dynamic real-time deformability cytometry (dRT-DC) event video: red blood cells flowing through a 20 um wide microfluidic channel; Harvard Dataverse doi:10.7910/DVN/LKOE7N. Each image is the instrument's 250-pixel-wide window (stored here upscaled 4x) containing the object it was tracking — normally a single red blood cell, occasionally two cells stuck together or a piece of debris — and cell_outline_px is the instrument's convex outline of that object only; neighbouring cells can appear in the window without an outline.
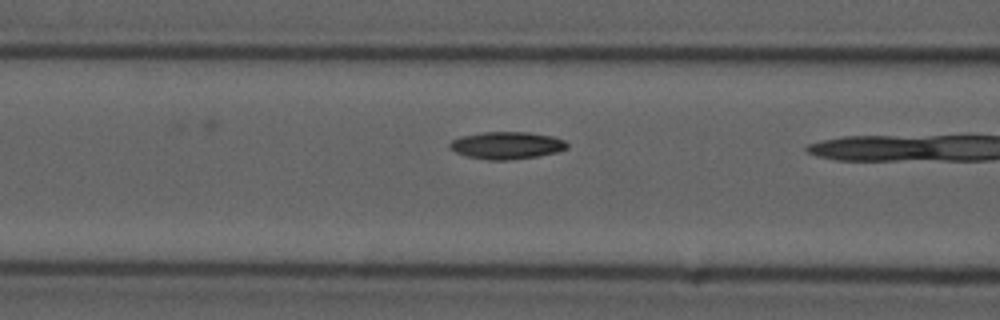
{"species": "common noctule bat (a hibernating species)", "species_latin": "Nyctalus noctula", "temperature_condition": "cold", "stored_images_in_passage": 10, "camera_frame_rate_fps": 3000, "um_per_image_px": 0.085, "animal": {"sex": "male", "forearm_length_mm": 52.5}, "frame": {"image": 1, "passage_image": 5, "time_ms": 1.333, "image_size_px": [1000, 320], "cell_outline_px": [[568, 148], [556, 152], [536, 156], [508, 160], [488, 160], [468, 156], [456, 152], [448, 148], [448, 144], [452, 140], [460, 136], [484, 132], [528, 132], [552, 136], [564, 140], [568, 144]], "centroid_in_image_um": [43.05, 12.35], "position_along_channel_um": 123.6, "area_um2": 18.61}}
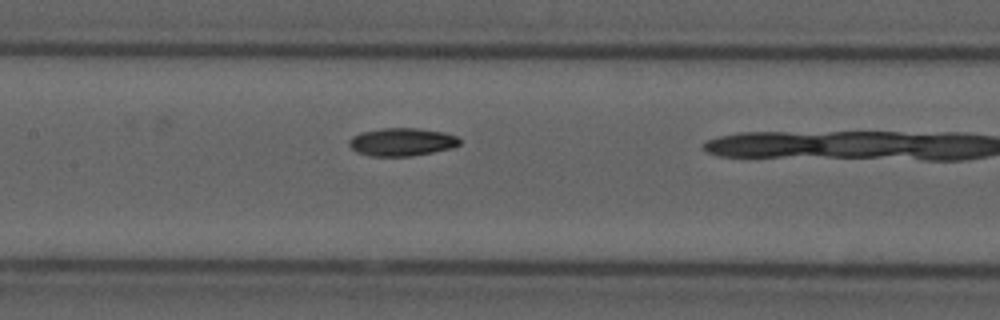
{"frame": {"image": 2, "passage_image": 9, "time_ms": 2.667, "image_size_px": [1000, 320], "cell_outline_px": [[460, 144], [452, 148], [432, 152], [408, 156], [372, 156], [356, 152], [348, 144], [348, 140], [352, 136], [360, 132], [384, 128], [416, 128], [444, 132], [456, 136], [460, 140]], "centroid_in_image_um": [34.13, 12.06], "position_along_channel_um": 173.3, "area_um2": 17.98}}